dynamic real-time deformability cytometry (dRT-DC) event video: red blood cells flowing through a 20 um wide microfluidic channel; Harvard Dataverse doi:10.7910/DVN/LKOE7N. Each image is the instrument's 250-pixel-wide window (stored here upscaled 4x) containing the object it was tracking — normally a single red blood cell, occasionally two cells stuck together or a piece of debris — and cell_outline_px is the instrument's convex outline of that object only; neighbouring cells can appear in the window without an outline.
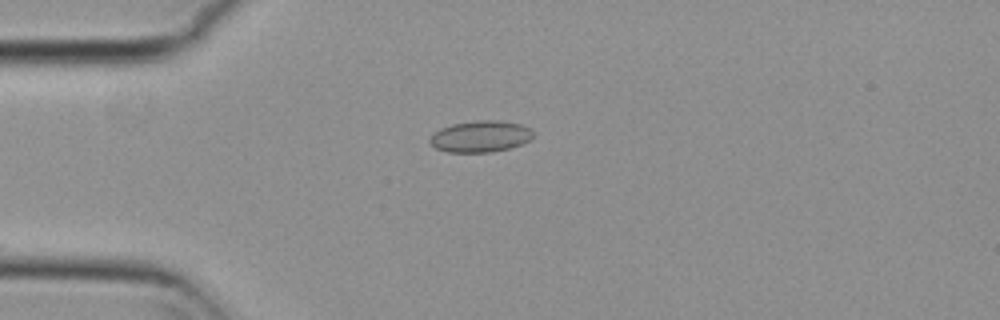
{"species": "common noctule bat (a hibernating species)", "species_latin": "Nyctalus noctula", "temperature_condition": "cold", "stored_images_in_passage": 42, "camera_frame_rate_fps": 3000, "um_per_image_px": 0.085, "animal": {"sex": "female", "body_mass_g": 29.2, "forearm_length_mm": 56.3}, "frame": {"image": 1, "passage_image": 2, "time_ms": 0.333, "image_size_px": [1000, 320], "cell_outline_px": [[532, 136], [528, 140], [520, 144], [508, 148], [492, 152], [448, 152], [436, 148], [428, 140], [432, 132], [440, 128], [452, 124], [476, 120], [500, 120], [520, 124], [528, 128], [532, 132]], "centroid_in_image_um": [40.78, 11.59], "position_along_channel_um": 44.2, "area_um2": 18.84}}
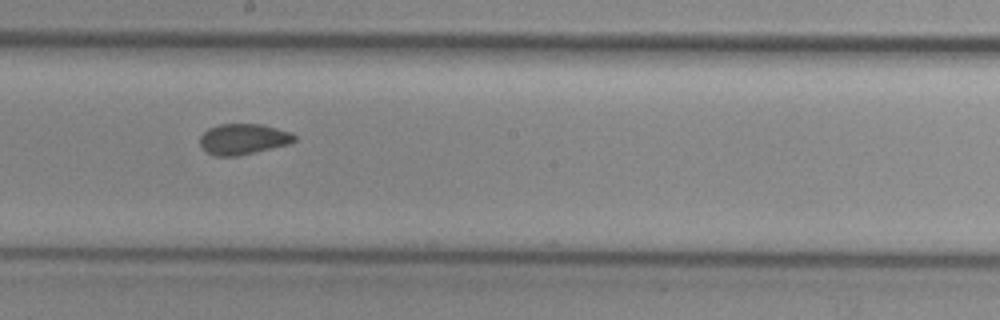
{"frame": {"image": 2, "passage_image": 18, "time_ms": 5.667, "image_size_px": [1000, 320], "cell_outline_px": [[296, 140], [288, 144], [236, 156], [216, 156], [208, 152], [200, 144], [200, 136], [208, 128], [220, 124], [260, 124], [292, 132], [296, 136]], "centroid_in_image_um": [20.68, 11.81], "position_along_channel_um": 227.5, "area_um2": 16.7}}
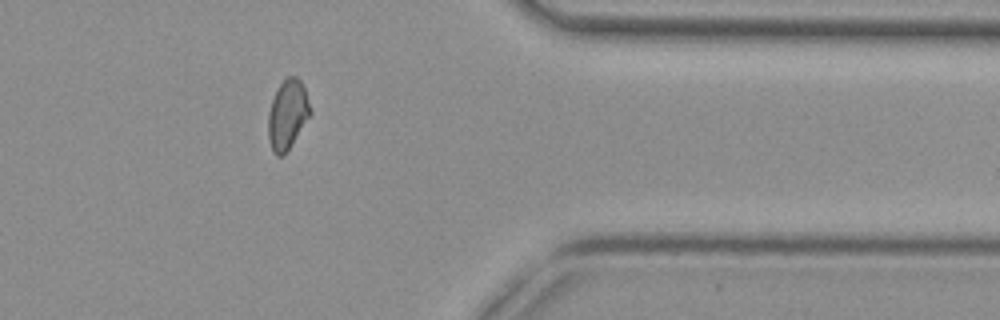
{"frame": {"image": 3, "passage_image": 32, "time_ms": 10.333, "image_size_px": [1000, 320], "cell_outline_px": [[312, 112], [284, 156], [276, 156], [272, 152], [268, 140], [268, 112], [272, 100], [280, 84], [288, 76], [296, 76], [300, 80], [304, 88]], "centroid_in_image_um": [24.42, 9.77], "position_along_channel_um": 387.0, "area_um2": 16.94}, "authors_computed_cell_mechanics": {"area_um2": 17.0221, "velocity_mm_per_s": 3.8007, "shape_relaxation_time_tau1_ms": null, "shape_relaxation_time_tau2_ms": 1.3165, "deformation_change_tau1": null, "deformation_change_tau2": 0.0597}}